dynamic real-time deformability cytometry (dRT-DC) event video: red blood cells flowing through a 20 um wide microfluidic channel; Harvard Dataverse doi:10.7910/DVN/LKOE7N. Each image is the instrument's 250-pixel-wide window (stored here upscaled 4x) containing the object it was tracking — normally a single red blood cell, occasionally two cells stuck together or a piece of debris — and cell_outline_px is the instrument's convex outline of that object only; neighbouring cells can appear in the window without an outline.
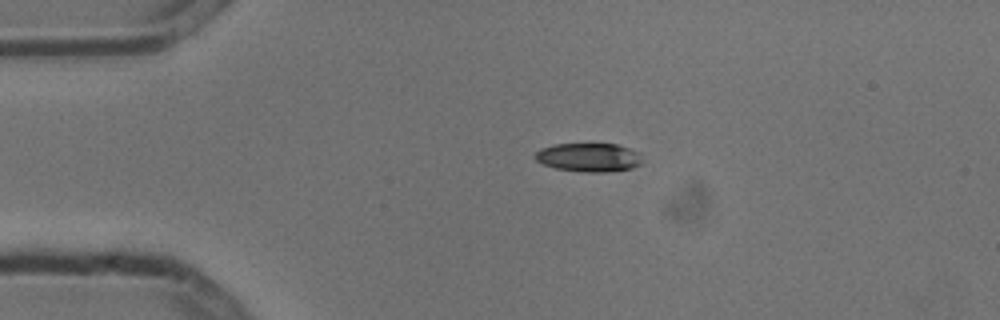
{"species": "common noctule bat (a hibernating species)", "species_latin": "Nyctalus noctula", "temperature_condition": "cold", "stored_images_in_passage": 2, "camera_frame_rate_fps": 3000, "um_per_image_px": 0.085, "animal": {"sex": "male", "body_mass_g": 13.3}, "frame": {"image": 1, "passage_image": 1, "time_ms": 0.0, "image_size_px": [1000, 320], "cell_outline_px": [[640, 164], [632, 168], [604, 172], [584, 172], [556, 168], [544, 164], [536, 160], [532, 156], [540, 148], [556, 144], [616, 144], [640, 152]], "centroid_in_image_um": [50.02, 13.37], "position_along_channel_um": 35.0, "area_um2": 17.8}}